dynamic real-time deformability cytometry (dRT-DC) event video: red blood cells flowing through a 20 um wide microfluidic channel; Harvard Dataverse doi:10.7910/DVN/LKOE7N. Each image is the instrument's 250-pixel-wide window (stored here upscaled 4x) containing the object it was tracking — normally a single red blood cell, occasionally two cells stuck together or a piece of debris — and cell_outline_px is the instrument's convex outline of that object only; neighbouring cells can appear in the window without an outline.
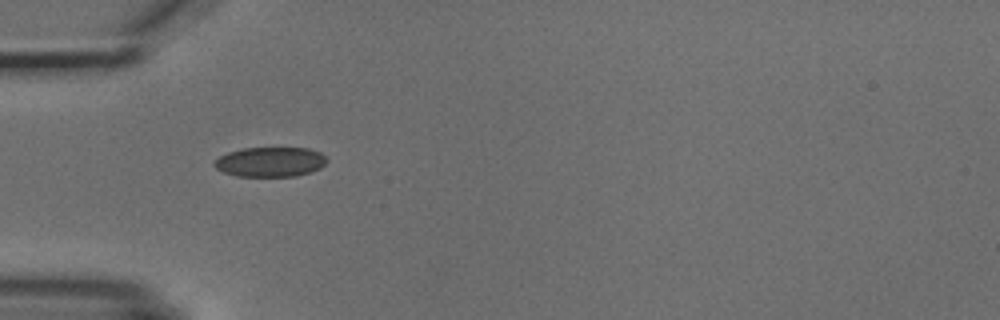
{"species": "common noctule bat (a hibernating species)", "species_latin": "Nyctalus noctula", "temperature_condition": "cold", "stored_images_in_passage": 5, "camera_frame_rate_fps": 3000, "um_per_image_px": 0.085, "animal": {"sex": "male", "body_mass_g": 18.8}, "frame": {"image": 1, "passage_image": 1, "time_ms": 0.0, "image_size_px": [1000, 320], "cell_outline_px": [[328, 160], [320, 168], [296, 176], [236, 176], [224, 172], [216, 168], [212, 164], [220, 156], [228, 152], [244, 148], [308, 148], [320, 152]], "centroid_in_image_um": [22.96, 13.76], "position_along_channel_um": 62.0, "area_um2": 19.36}}
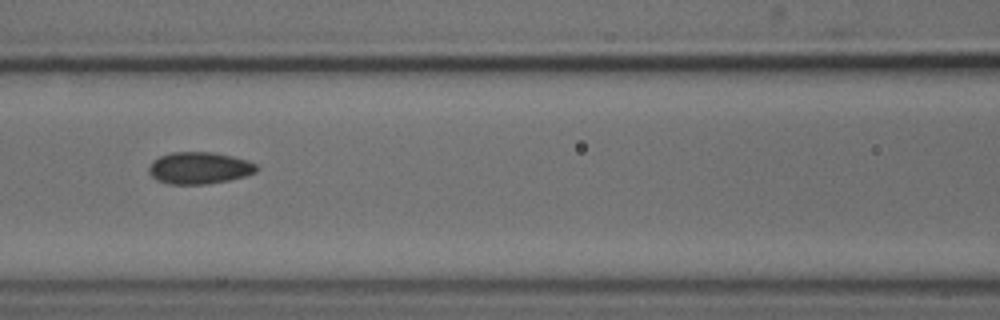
{"frame": {"image": 2, "passage_image": 3, "time_ms": 2.333, "image_size_px": [1000, 320], "cell_outline_px": [[260, 168], [256, 172], [244, 176], [228, 180], [208, 184], [168, 184], [156, 180], [148, 172], [148, 168], [152, 160], [160, 156], [172, 152], [212, 152], [232, 156], [248, 160], [256, 164]], "centroid_in_image_um": [16.93, 14.28], "position_along_channel_um": 149.7, "area_um2": 20.17}}
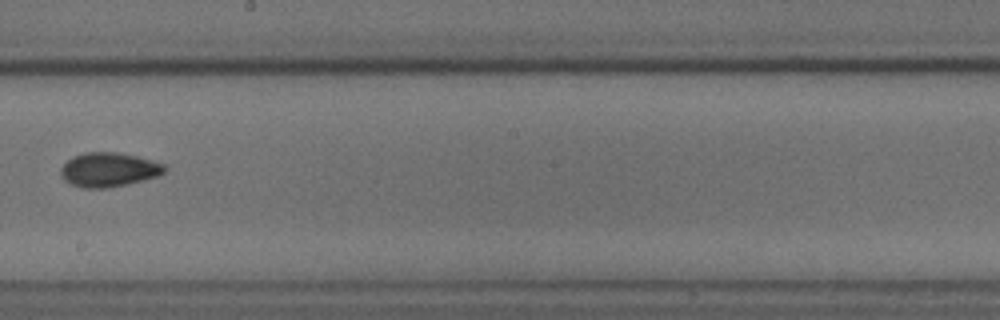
{"frame": {"image": 3, "passage_image": 5, "time_ms": 4.667, "image_size_px": [1000, 320], "cell_outline_px": [[168, 168], [160, 176], [108, 188], [84, 188], [72, 184], [64, 180], [60, 176], [60, 168], [72, 156], [84, 152], [116, 152], [136, 156], [152, 160], [164, 164]], "centroid_in_image_um": [9.24, 14.42], "position_along_channel_um": 239.0, "area_um2": 20.81}}